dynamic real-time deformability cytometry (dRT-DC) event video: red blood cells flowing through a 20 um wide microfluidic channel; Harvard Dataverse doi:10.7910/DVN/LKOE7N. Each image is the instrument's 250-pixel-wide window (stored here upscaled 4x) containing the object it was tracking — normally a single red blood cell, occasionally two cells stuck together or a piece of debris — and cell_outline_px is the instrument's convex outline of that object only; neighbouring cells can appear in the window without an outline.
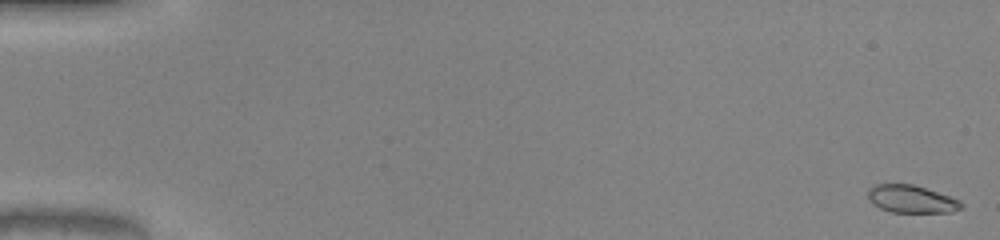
{"species": "common noctule bat (a hibernating species)", "species_latin": "Nyctalus noctula", "temperature_condition": "warm", "stored_images_in_passage": 51, "camera_frame_rate_fps": 3000, "um_per_image_px": 0.085, "animal": {"sex": "male", "body_mass_g": 20.0, "forearm_length_mm": 53.3}, "frame": {"image": 1, "passage_image": 1, "time_ms": 0.0, "image_size_px": [1000, 240], "cell_outline_px": [[964, 208], [952, 212], [892, 212], [880, 208], [872, 204], [868, 200], [868, 188], [872, 184], [912, 184], [960, 200], [964, 204]], "centroid_in_image_um": [77.44, 16.92], "position_along_channel_um": 7.6, "area_um2": 15.09}}
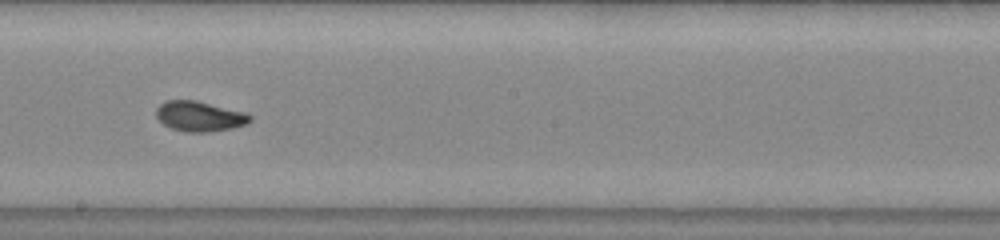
{"frame": {"image": 2, "passage_image": 30, "time_ms": 9.667, "image_size_px": [1000, 240], "cell_outline_px": [[252, 120], [248, 124], [232, 128], [208, 132], [188, 132], [172, 128], [164, 124], [156, 116], [156, 108], [164, 100], [196, 100], [248, 112], [252, 116]], "centroid_in_image_um": [17.01, 9.87], "position_along_channel_um": 231.2, "area_um2": 16.7}}
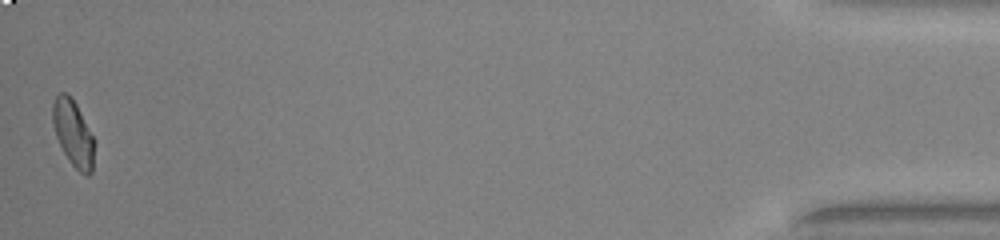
{"frame": {"image": 3, "passage_image": 51, "time_ms": 16.667, "image_size_px": [1000, 240], "cell_outline_px": [[96, 140], [92, 172], [88, 176], [84, 176], [68, 160], [56, 136], [52, 124], [52, 104], [56, 96], [60, 92], [64, 92], [72, 96]], "centroid_in_image_um": [6.25, 11.33], "position_along_channel_um": 429.0, "area_um2": 16.47}, "authors_computed_cell_mechanics": {"area_um2": 16.1262, "velocity_mm_per_s": 4.0899, "shape_relaxation_time_tau1_ms": 2.7225, "shape_relaxation_time_tau2_ms": 1.0577, "deformation_change_tau1": 0.1389, "deformation_change_tau2": 0.0458}}